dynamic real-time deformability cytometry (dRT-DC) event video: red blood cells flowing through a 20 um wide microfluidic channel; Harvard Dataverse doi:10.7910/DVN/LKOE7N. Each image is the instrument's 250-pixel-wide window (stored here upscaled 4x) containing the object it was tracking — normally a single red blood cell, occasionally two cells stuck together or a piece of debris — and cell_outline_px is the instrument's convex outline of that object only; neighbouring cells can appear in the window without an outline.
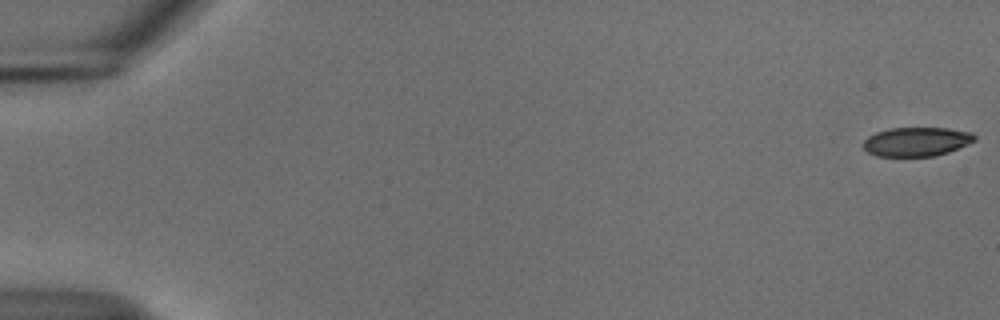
{"species": "common noctule bat (a hibernating species)", "species_latin": "Nyctalus noctula", "temperature_condition": "cold", "stored_images_in_passage": 55, "camera_frame_rate_fps": 3000, "um_per_image_px": 0.085, "animal": {"sex": "male", "body_mass_g": 18.8}, "frame": {"image": 1, "passage_image": 1, "time_ms": 0.0, "image_size_px": [1000, 320], "cell_outline_px": [[976, 140], [968, 144], [948, 152], [936, 156], [876, 156], [868, 152], [864, 148], [864, 140], [868, 136], [876, 132], [888, 128], [948, 128], [972, 132], [976, 136]], "centroid_in_image_um": [77.92, 12.04], "position_along_channel_um": 7.1, "area_um2": 18.9}}
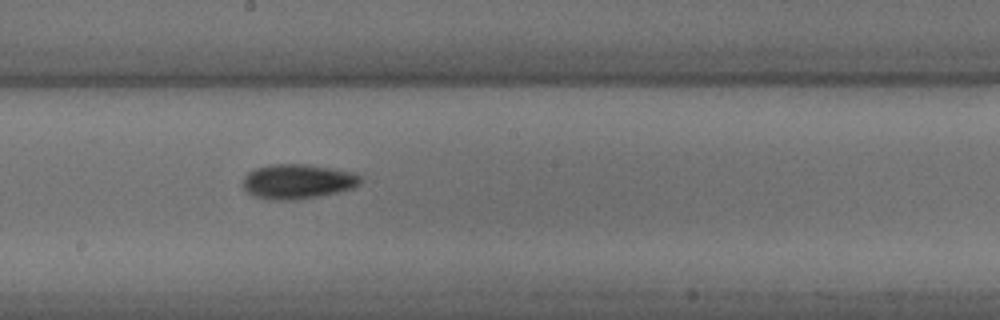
{"frame": {"image": 2, "passage_image": 31, "time_ms": 10.0, "image_size_px": [1000, 320], "cell_outline_px": [[364, 180], [360, 184], [352, 188], [340, 192], [320, 196], [292, 200], [268, 200], [252, 196], [240, 184], [240, 180], [248, 172], [256, 168], [268, 164], [308, 164], [356, 172]], "centroid_in_image_um": [25.29, 15.42], "position_along_channel_um": 222.9, "area_um2": 24.39}}
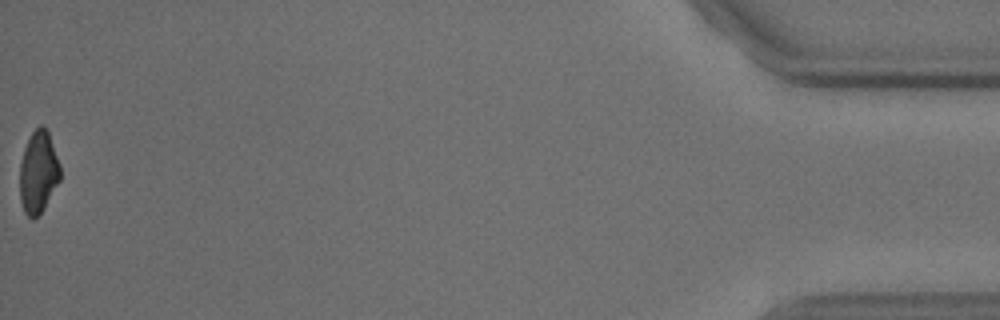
{"frame": {"image": 3, "passage_image": 55, "time_ms": 18.0, "image_size_px": [1000, 320], "cell_outline_px": [[60, 180], [44, 208], [32, 220], [24, 212], [20, 200], [20, 164], [24, 148], [32, 132], [40, 124], [44, 124], [48, 132], [60, 164]], "centroid_in_image_um": [3.26, 14.63], "position_along_channel_um": 431.9, "area_um2": 19.31}, "authors_computed_cell_mechanics": {"area_um2": 21.1548, "velocity_mm_per_s": 3.7504, "shape_relaxation_time_tau1_ms": 3.2621, "shape_relaxation_time_tau2_ms": null, "deformation_change_tau1": 0.1059, "deformation_change_tau2": null}}